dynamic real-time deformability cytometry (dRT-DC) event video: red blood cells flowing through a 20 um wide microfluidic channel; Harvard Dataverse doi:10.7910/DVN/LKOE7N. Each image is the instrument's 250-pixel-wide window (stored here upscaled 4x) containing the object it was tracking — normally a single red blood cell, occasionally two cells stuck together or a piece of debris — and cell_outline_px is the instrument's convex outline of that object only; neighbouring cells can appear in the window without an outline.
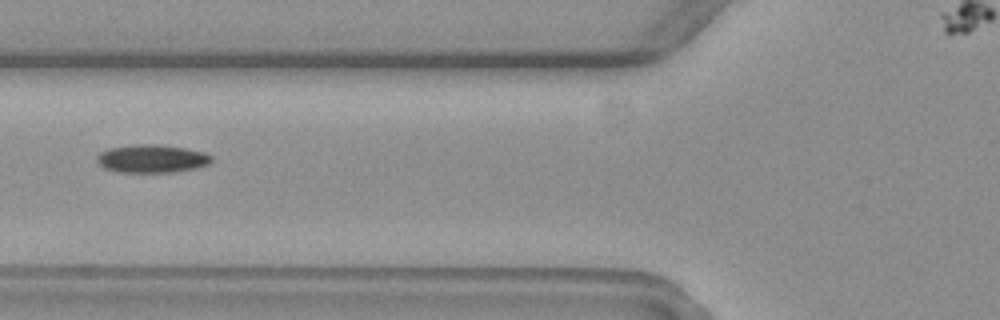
{"species": "common noctule bat (a hibernating species)", "species_latin": "Nyctalus noctula", "temperature_condition": "warm", "stored_images_in_passage": 8, "camera_frame_rate_fps": 3000, "um_per_image_px": 0.085, "animal": {"sex": "female", "body_mass_g": 19.3, "forearm_length_mm": 54.1}, "frame": {"image": 1, "passage_image": 3, "time_ms": 2.333, "image_size_px": [1000, 320], "cell_outline_px": [[212, 160], [208, 164], [196, 168], [172, 172], [116, 172], [104, 168], [96, 160], [96, 156], [100, 152], [108, 148], [136, 144], [156, 144], [184, 148], [204, 152], [212, 156]], "centroid_in_image_um": [12.88, 13.48], "position_along_channel_um": 112.9, "area_um2": 18.79}}
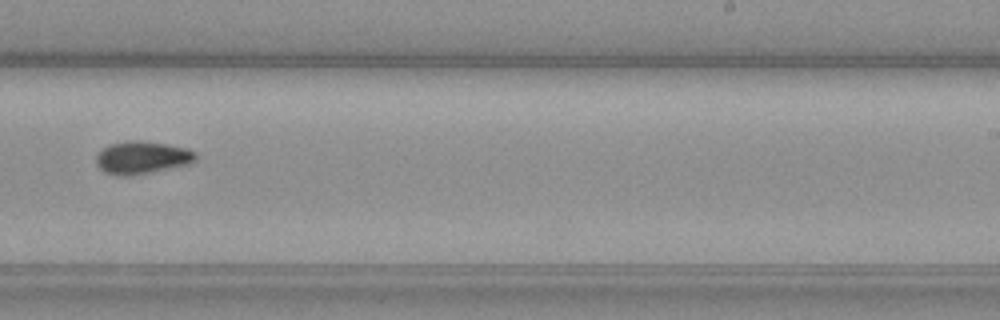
{"frame": {"image": 2, "passage_image": 7, "time_ms": 7.0, "image_size_px": [1000, 320], "cell_outline_px": [[196, 160], [188, 164], [152, 172], [132, 176], [116, 176], [104, 172], [96, 164], [96, 156], [108, 144], [128, 140], [140, 140], [168, 144], [188, 148], [196, 152]], "centroid_in_image_um": [12.07, 13.39], "position_along_channel_um": 276.9, "area_um2": 19.19}}